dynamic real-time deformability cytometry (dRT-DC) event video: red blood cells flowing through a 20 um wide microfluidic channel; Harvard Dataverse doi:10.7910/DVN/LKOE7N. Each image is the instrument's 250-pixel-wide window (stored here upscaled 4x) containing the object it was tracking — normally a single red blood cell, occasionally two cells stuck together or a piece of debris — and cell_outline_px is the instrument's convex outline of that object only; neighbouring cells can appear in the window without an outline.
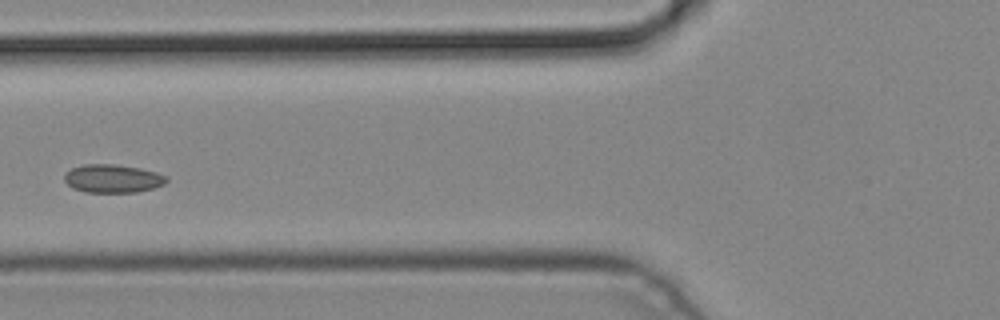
{"species": "common noctule bat (a hibernating species)", "species_latin": "Nyctalus noctula", "temperature_condition": "cold", "stored_images_in_passage": 4, "camera_frame_rate_fps": 3000, "um_per_image_px": 0.085, "animal": {"sex": "male", "body_mass_g": 19.2, "forearm_length_mm": 51.8}, "frame": {"image": 1, "passage_image": 3, "time_ms": 0.667, "image_size_px": [1000, 320], "cell_outline_px": [[168, 180], [164, 184], [152, 188], [136, 192], [84, 192], [72, 188], [64, 180], [64, 172], [72, 168], [84, 164], [116, 164], [140, 168], [156, 172], [168, 176]], "centroid_in_image_um": [9.56, 15.17], "position_along_channel_um": 116.2, "area_um2": 16.94}}
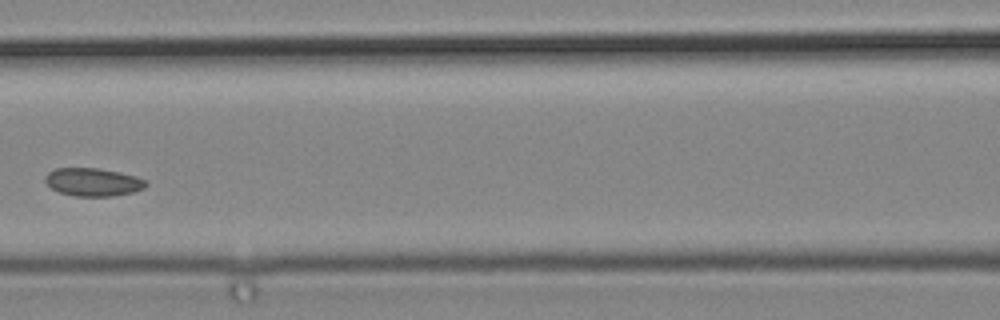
{"frame": {"image": 2, "passage_image": 4, "time_ms": 1.0, "image_size_px": [1000, 320], "cell_outline_px": [[148, 184], [144, 188], [132, 192], [112, 196], [76, 196], [60, 192], [52, 188], [44, 180], [44, 176], [48, 172], [56, 168], [100, 168], [120, 172], [136, 176], [144, 180]], "centroid_in_image_um": [7.9, 15.46], "position_along_channel_um": 158.7, "area_um2": 16.42}}